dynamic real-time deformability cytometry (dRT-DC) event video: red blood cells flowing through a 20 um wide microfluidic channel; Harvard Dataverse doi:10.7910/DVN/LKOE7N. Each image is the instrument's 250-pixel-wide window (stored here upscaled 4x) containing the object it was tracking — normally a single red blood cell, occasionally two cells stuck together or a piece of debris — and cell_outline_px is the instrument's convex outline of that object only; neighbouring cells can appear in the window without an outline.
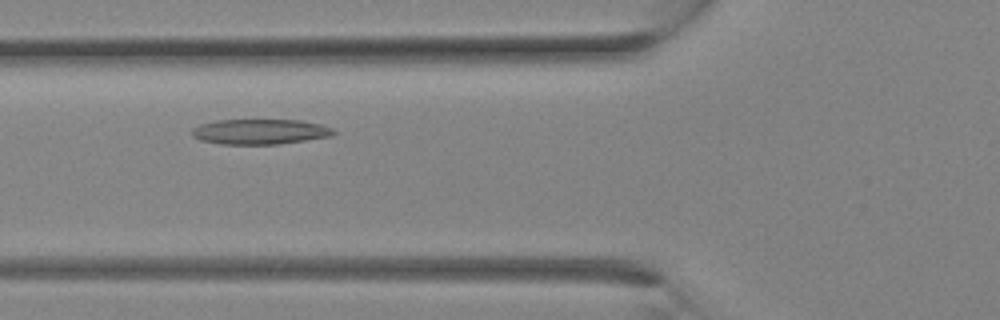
{"species": "Egyptian fruit bat (a non-hibernating species)", "species_latin": "Rousettus aegyptiacus", "temperature_condition": "room temperature", "stored_images_in_passage": 16, "camera_frame_rate_fps": 3000, "um_per_image_px": 0.085, "animal": {"sex": "female"}, "frame": {"image": 1, "passage_image": 7, "time_ms": 2.0, "image_size_px": [1000, 320], "cell_outline_px": [[336, 132], [332, 136], [280, 144], [220, 144], [200, 140], [192, 136], [192, 128], [200, 124], [216, 120], [300, 120], [320, 124], [332, 128]], "centroid_in_image_um": [22.09, 11.19], "position_along_channel_um": 103.7, "area_um2": 20.87}}
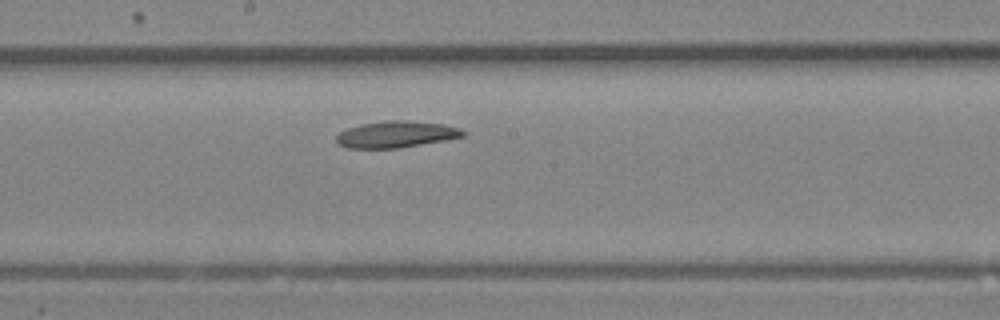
{"frame": {"image": 2, "passage_image": 12, "time_ms": 3.667, "image_size_px": [1000, 320], "cell_outline_px": [[464, 136], [448, 140], [396, 148], [348, 148], [336, 144], [336, 136], [340, 132], [348, 128], [364, 124], [384, 120], [404, 120], [444, 124], [460, 128], [464, 132]], "centroid_in_image_um": [33.67, 11.42], "position_along_channel_um": 214.5, "area_um2": 19.54}}
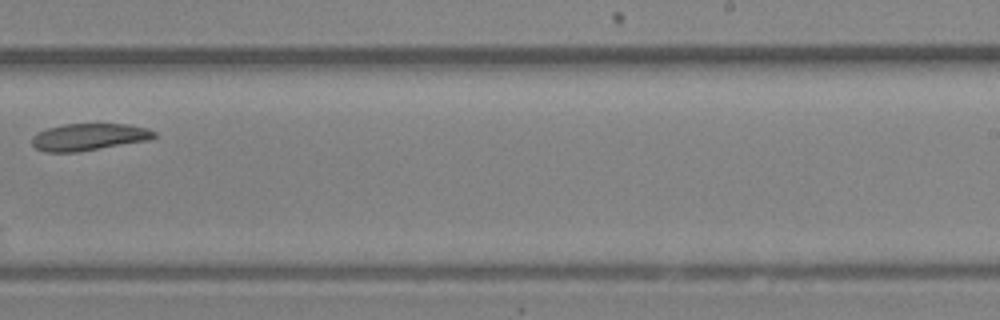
{"frame": {"image": 3, "passage_image": 15, "time_ms": 4.667, "image_size_px": [1000, 320], "cell_outline_px": [[156, 136], [148, 140], [76, 152], [44, 152], [36, 148], [32, 144], [32, 136], [48, 128], [64, 124], [128, 124], [148, 128], [156, 132]], "centroid_in_image_um": [7.56, 11.64], "position_along_channel_um": 281.4, "area_um2": 19.07}}